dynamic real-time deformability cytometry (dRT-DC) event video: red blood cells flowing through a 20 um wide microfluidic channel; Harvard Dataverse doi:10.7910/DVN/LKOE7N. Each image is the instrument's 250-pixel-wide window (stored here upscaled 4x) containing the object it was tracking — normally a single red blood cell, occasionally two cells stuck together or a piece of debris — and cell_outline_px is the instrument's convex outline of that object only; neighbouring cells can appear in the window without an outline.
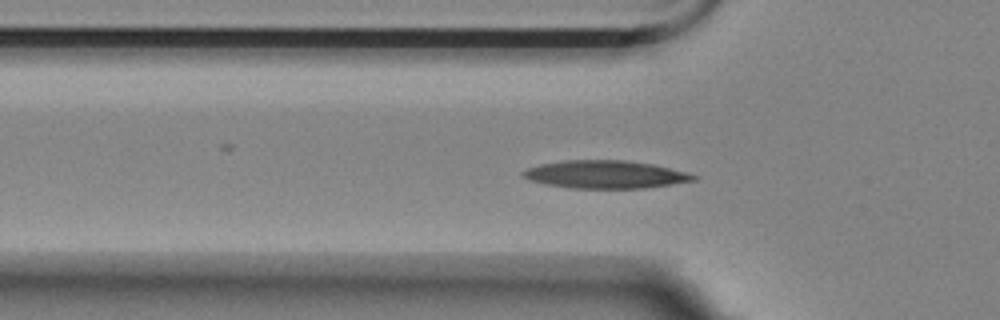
{"species": "Egyptian fruit bat (a non-hibernating species)", "species_latin": "Rousettus aegyptiacus", "temperature_condition": "room temperature", "stored_images_in_passage": 35, "camera_frame_rate_fps": 3000, "um_per_image_px": 0.085, "animal": {"sex": "female"}, "frame": {"image": 1, "passage_image": 6, "time_ms": 1.667, "image_size_px": [1000, 320], "cell_outline_px": [[700, 176], [696, 180], [672, 184], [644, 188], [568, 188], [544, 184], [532, 180], [524, 176], [520, 172], [528, 168], [540, 164], [564, 160], [624, 160], [652, 164], [688, 172]], "centroid_in_image_um": [51.48, 14.83], "position_along_channel_um": 74.3, "area_um2": 27.69}}
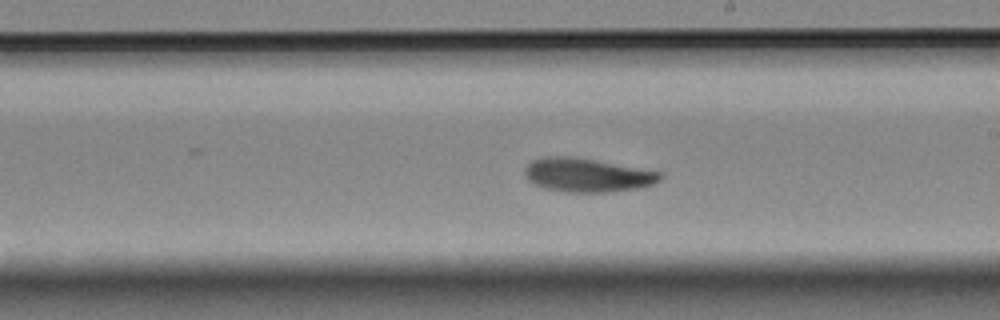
{"frame": {"image": 2, "passage_image": 20, "time_ms": 6.333, "image_size_px": [1000, 320], "cell_outline_px": [[664, 176], [660, 180], [652, 184], [640, 188], [608, 192], [564, 192], [544, 188], [528, 180], [524, 172], [528, 164], [532, 160], [544, 156], [576, 156], [664, 172]], "centroid_in_image_um": [49.95, 14.87], "position_along_channel_um": 239.0, "area_um2": 26.99}}
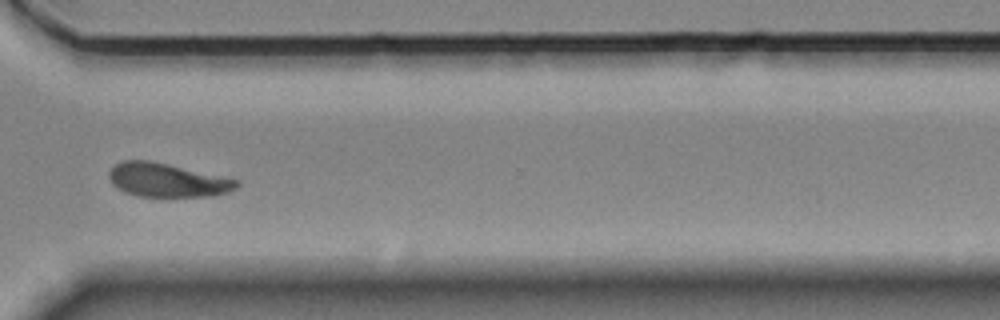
{"frame": {"image": 3, "passage_image": 30, "time_ms": 9.667, "image_size_px": [1000, 320], "cell_outline_px": [[240, 184], [236, 188], [228, 192], [212, 196], [164, 200], [136, 196], [124, 192], [116, 188], [112, 184], [108, 176], [108, 172], [120, 160], [152, 160], [240, 180]], "centroid_in_image_um": [14.21, 15.36], "position_along_channel_um": 356.4, "area_um2": 26.41}, "authors_computed_cell_mechanics": {"area_um2": 26.5302, "velocity_mm_per_s": 3.508, "shape_relaxation_time_tau1_ms": 4.1611, "shape_relaxation_time_tau2_ms": 2.9654, "deformation_change_tau1": 0.1381, "deformation_change_tau2": 0.0701}}